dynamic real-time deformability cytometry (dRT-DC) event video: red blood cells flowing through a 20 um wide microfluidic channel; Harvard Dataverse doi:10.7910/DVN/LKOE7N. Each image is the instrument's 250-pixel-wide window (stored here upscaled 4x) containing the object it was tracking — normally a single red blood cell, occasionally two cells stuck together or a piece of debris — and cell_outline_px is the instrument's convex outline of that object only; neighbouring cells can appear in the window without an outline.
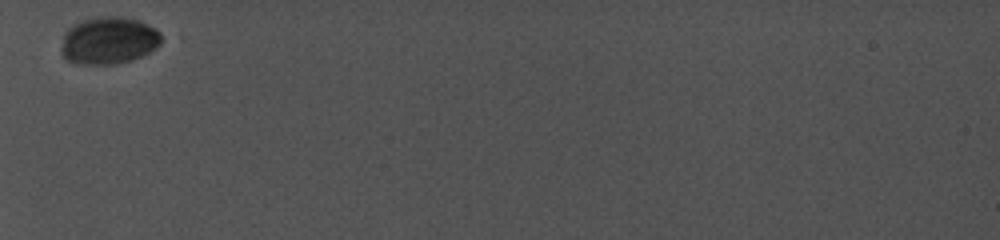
{"species": "common noctule bat (a hibernating species)", "species_latin": "Nyctalus noctula", "temperature_condition": "cold", "stored_images_in_passage": 22, "camera_frame_rate_fps": 5000, "um_per_image_px": 0.085, "animal": {"sex": "female", "body_mass_g": 19.0, "forearm_length_mm": 56.7}, "frame": {"image": 1, "passage_image": 1, "time_ms": 0.0, "image_size_px": [1000, 240], "cell_outline_px": [[160, 44], [148, 52], [132, 60], [116, 64], [76, 64], [68, 60], [60, 52], [60, 48], [64, 32], [68, 28], [84, 20], [100, 16], [120, 16], [140, 20], [156, 28], [160, 32]], "centroid_in_image_um": [9.22, 3.44], "position_along_channel_um": 75.8, "area_um2": 27.69}}
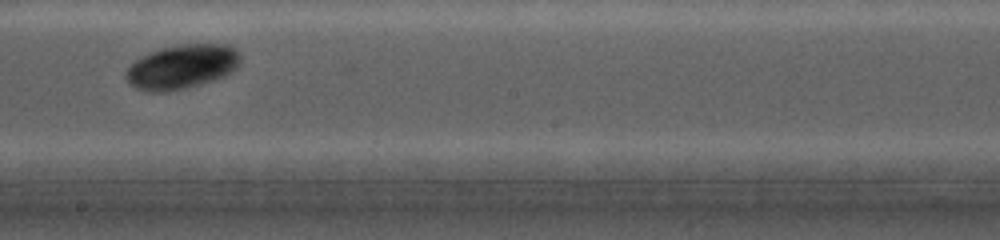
{"frame": {"image": 2, "passage_image": 11, "time_ms": 4.4, "image_size_px": [1000, 240], "cell_outline_px": [[240, 64], [236, 68], [224, 76], [212, 80], [180, 88], [140, 88], [132, 84], [128, 80], [128, 68], [132, 60], [140, 56], [160, 48], [176, 44], [228, 44], [236, 48], [240, 52]], "centroid_in_image_um": [15.55, 5.57], "position_along_channel_um": 232.6, "area_um2": 28.44}}
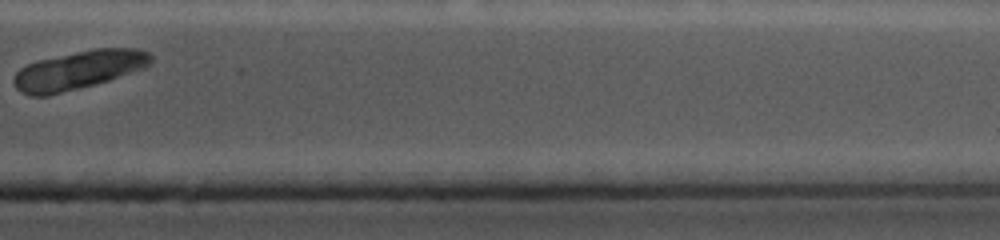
{"frame": {"image": 3, "passage_image": 21, "time_ms": 8.8, "image_size_px": [1000, 240], "cell_outline_px": [[152, 60], [144, 68], [108, 80], [48, 96], [32, 96], [20, 92], [16, 88], [12, 80], [16, 72], [20, 68], [36, 60], [92, 48], [136, 48], [148, 52], [152, 56]], "centroid_in_image_um": [6.64, 5.94], "position_along_channel_um": 404.8, "area_um2": 30.75}}